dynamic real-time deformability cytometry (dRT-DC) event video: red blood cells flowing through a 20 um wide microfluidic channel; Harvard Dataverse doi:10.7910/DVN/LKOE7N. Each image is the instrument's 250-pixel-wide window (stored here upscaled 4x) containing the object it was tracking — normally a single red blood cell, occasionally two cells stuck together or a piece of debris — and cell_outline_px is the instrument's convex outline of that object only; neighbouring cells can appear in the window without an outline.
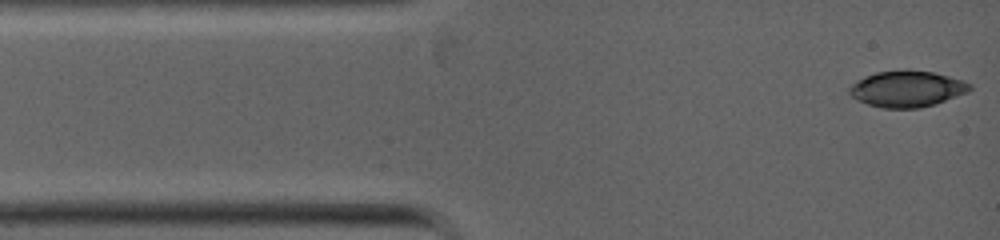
{"species": "common noctule bat (a hibernating species)", "species_latin": "Nyctalus noctula", "temperature_condition": "warm", "stored_images_in_passage": 7, "camera_frame_rate_fps": 5000, "um_per_image_px": 0.085, "animal": {"sex": "female", "body_mass_g": 19.0, "forearm_length_mm": 53.3}, "frame": {"image": 1, "passage_image": 1, "time_ms": 0.0, "image_size_px": [1000, 240], "cell_outline_px": [[972, 88], [968, 92], [936, 104], [920, 108], [884, 108], [868, 104], [852, 96], [848, 92], [848, 88], [852, 84], [864, 76], [876, 72], [932, 72], [948, 76], [972, 84]], "centroid_in_image_um": [77.1, 7.59], "position_along_channel_um": 7.9, "area_um2": 24.74}}
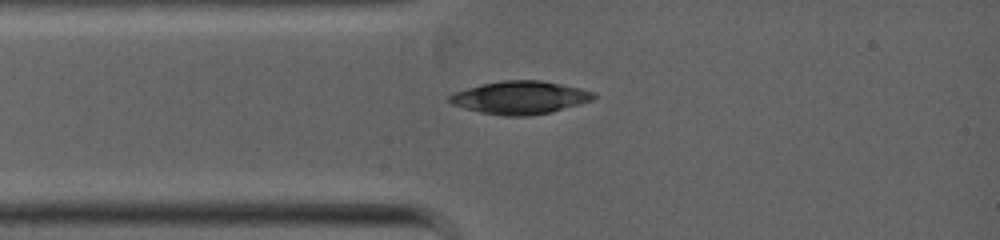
{"frame": {"image": 2, "passage_image": 6, "time_ms": 1.8, "image_size_px": [1000, 240], "cell_outline_px": [[596, 96], [592, 100], [580, 104], [552, 112], [528, 116], [504, 116], [480, 112], [464, 108], [452, 104], [448, 100], [448, 96], [452, 92], [500, 80], [540, 80], [580, 88], [596, 92]], "centroid_in_image_um": [44.21, 8.3], "position_along_channel_um": 40.8, "area_um2": 27.69}}